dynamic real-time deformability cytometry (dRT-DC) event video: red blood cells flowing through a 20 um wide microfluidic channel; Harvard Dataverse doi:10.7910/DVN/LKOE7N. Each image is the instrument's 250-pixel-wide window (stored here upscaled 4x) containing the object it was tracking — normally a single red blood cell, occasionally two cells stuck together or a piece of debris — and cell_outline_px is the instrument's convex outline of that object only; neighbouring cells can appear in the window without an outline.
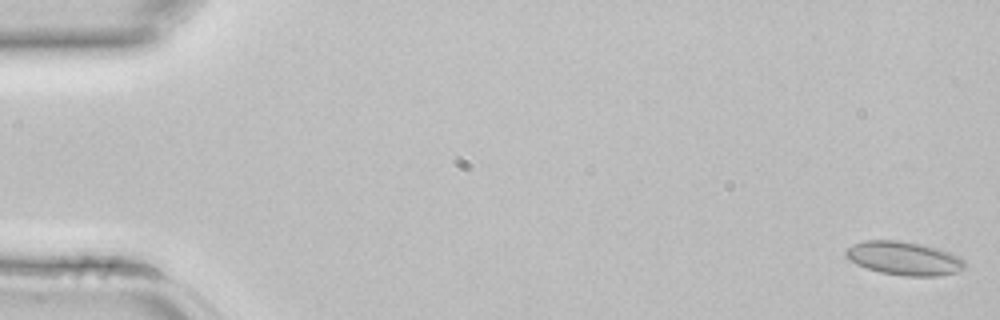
{"species": "common noctule bat (a hibernating species)", "species_latin": "Nyctalus noctula", "temperature_condition": "room temperature", "stored_images_in_passage": 4, "camera_frame_rate_fps": 3000, "um_per_image_px": 0.085, "animal": {"sex": "female", "body_mass_g": 22.7, "forearm_length_mm": 54.2}, "frame": {"image": 1, "passage_image": 1, "time_ms": 0.0, "image_size_px": [1000, 320], "cell_outline_px": [[968, 264], [964, 268], [956, 272], [940, 276], [904, 276], [880, 272], [856, 264], [844, 256], [844, 248], [852, 244], [864, 240], [900, 240], [920, 244], [936, 248], [960, 256]], "centroid_in_image_um": [76.82, 21.95], "position_along_channel_um": 8.2, "area_um2": 23.52}}
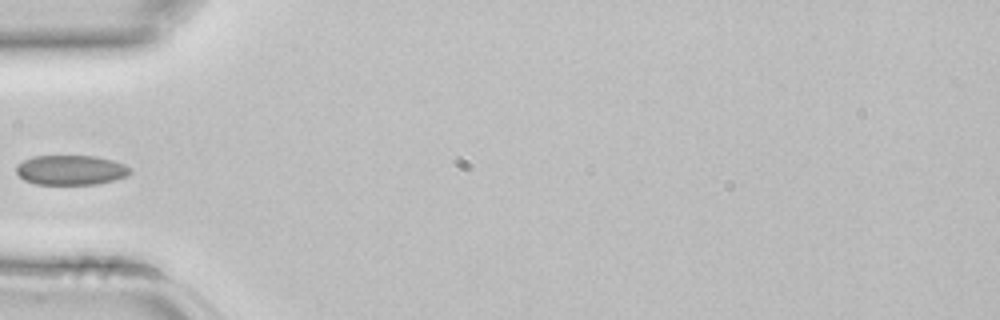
{"frame": {"image": 2, "passage_image": 4, "time_ms": 1.0, "image_size_px": [1000, 320], "cell_outline_px": [[132, 172], [128, 176], [116, 180], [96, 184], [36, 184], [24, 180], [16, 172], [16, 164], [32, 156], [96, 156], [112, 160], [124, 164], [132, 168]], "centroid_in_image_um": [6.05, 14.45], "position_along_channel_um": 78.9, "area_um2": 19.94}}